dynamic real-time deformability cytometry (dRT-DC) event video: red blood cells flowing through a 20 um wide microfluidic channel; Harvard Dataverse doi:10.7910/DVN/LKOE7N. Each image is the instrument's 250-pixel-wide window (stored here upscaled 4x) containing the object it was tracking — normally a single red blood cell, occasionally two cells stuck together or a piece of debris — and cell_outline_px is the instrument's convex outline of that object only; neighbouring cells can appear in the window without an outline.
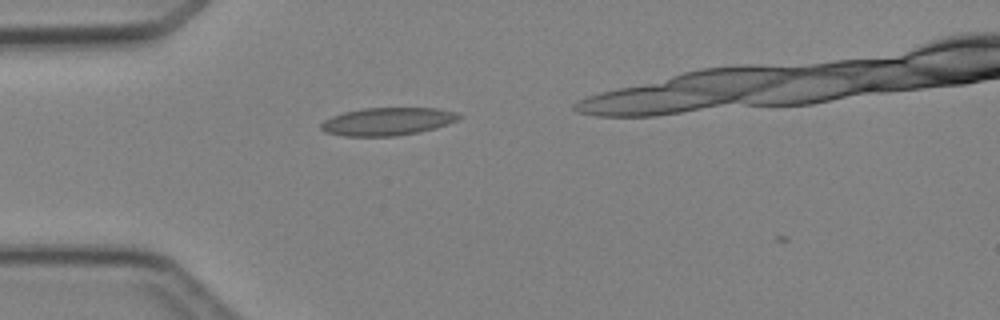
{"species": "Egyptian fruit bat (a non-hibernating species)", "species_latin": "Rousettus aegyptiacus", "temperature_condition": "cold", "stored_images_in_passage": 1, "camera_frame_rate_fps": 3000, "um_per_image_px": 0.085, "animal": {"sex": "female"}, "frame": {"image": 1, "passage_image": 1, "time_ms": 0.0, "image_size_px": [1000, 320], "cell_outline_px": [[460, 116], [456, 120], [448, 124], [436, 128], [420, 132], [392, 136], [344, 136], [324, 132], [320, 128], [320, 124], [324, 120], [332, 116], [344, 112], [364, 108], [436, 108], [456, 112]], "centroid_in_image_um": [32.91, 10.33], "position_along_channel_um": 52.1, "area_um2": 22.31}}